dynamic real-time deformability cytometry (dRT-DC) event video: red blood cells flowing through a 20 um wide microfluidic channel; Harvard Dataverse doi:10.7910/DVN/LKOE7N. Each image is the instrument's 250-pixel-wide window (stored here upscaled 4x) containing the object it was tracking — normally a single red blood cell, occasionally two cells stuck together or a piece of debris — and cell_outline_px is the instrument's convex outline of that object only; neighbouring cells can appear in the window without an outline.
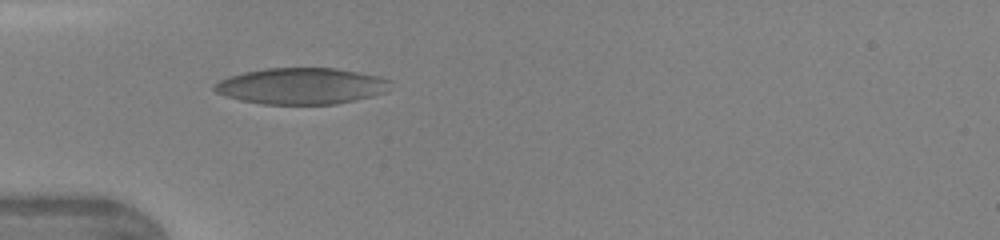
{"species": "human", "species_latin": "Homo sapiens", "temperature_condition": "warm", "stored_images_in_passage": 31, "camera_frame_rate_fps": 3000, "um_per_image_px": 0.085, "donor": {"sex": "female"}, "frame": {"image": 1, "passage_image": 1, "time_ms": 0.0, "image_size_px": [1000, 240], "cell_outline_px": [[392, 80], [388, 92], [356, 100], [336, 104], [264, 104], [240, 100], [224, 96], [216, 92], [212, 88], [220, 80], [228, 76], [244, 72], [264, 68], [336, 68], [380, 76]], "centroid_in_image_um": [25.65, 7.31], "position_along_channel_um": 59.4, "area_um2": 37.51}}
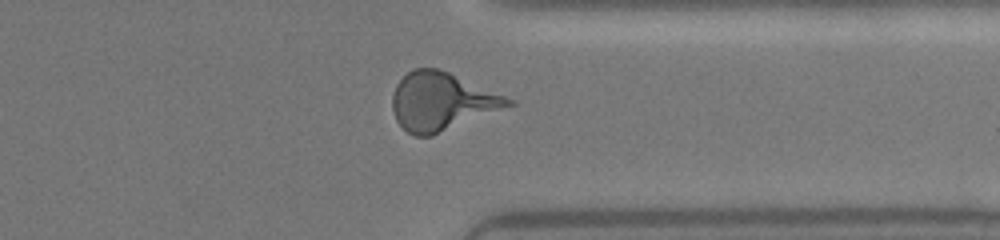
{"frame": {"image": 2, "passage_image": 22, "time_ms": 7.0, "image_size_px": [1000, 240], "cell_outline_px": [[516, 104], [432, 136], [416, 136], [408, 132], [396, 120], [392, 108], [392, 96], [396, 84], [412, 68], [440, 68], [516, 100]], "centroid_in_image_um": [37.56, 8.62], "position_along_channel_um": 373.8, "area_um2": 39.25}}
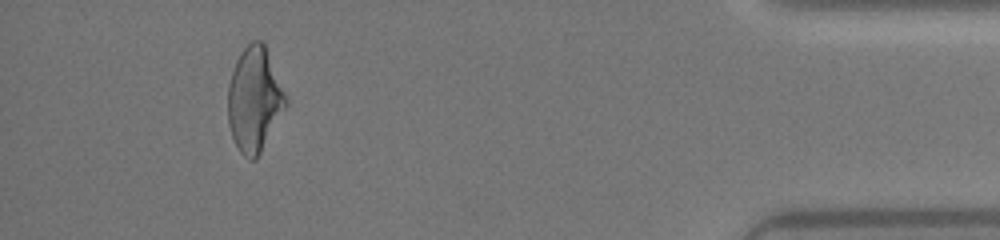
{"frame": {"image": 3, "passage_image": 28, "time_ms": 9.0, "image_size_px": [1000, 240], "cell_outline_px": [[288, 104], [256, 160], [248, 160], [240, 152], [232, 136], [228, 124], [228, 84], [236, 60], [244, 48], [252, 40], [260, 40], [264, 44], [288, 96]], "centroid_in_image_um": [21.64, 8.47], "position_along_channel_um": 413.6, "area_um2": 35.37}}